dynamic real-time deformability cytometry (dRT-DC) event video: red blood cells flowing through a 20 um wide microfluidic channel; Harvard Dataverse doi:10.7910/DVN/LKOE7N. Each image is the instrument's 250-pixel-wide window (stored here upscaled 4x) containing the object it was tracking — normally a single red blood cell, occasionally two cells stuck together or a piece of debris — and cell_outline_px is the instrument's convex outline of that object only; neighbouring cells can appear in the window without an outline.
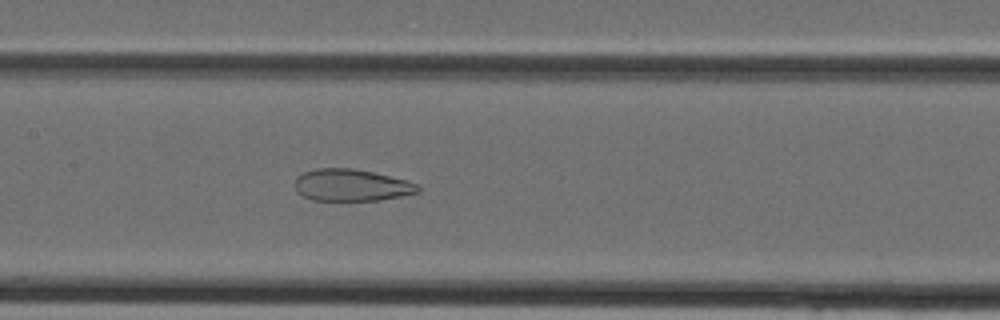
{"species": "Egyptian fruit bat (a non-hibernating species)", "species_latin": "Rousettus aegyptiacus", "temperature_condition": "cold", "stored_images_in_passage": 39, "camera_frame_rate_fps": 3000, "um_per_image_px": 0.085, "animal": {"sex": "female"}, "frame": {"image": 1, "passage_image": 19, "time_ms": 6.0, "image_size_px": [1000, 320], "cell_outline_px": [[420, 192], [380, 200], [312, 200], [296, 192], [296, 176], [304, 172], [316, 168], [352, 168], [372, 172], [404, 180], [416, 184], [420, 188]], "centroid_in_image_um": [29.84, 15.74], "position_along_channel_um": 177.6, "area_um2": 22.66}}
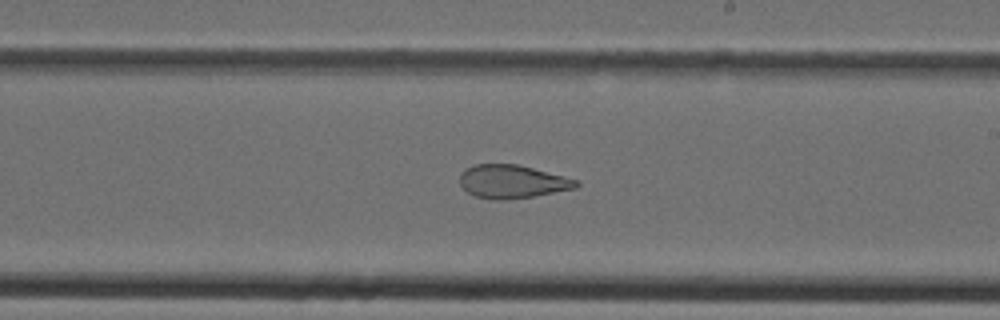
{"frame": {"image": 2, "passage_image": 23, "time_ms": 7.333, "image_size_px": [1000, 320], "cell_outline_px": [[580, 184], [576, 188], [532, 196], [504, 200], [492, 200], [476, 196], [468, 192], [460, 184], [460, 176], [472, 164], [516, 164], [564, 176], [576, 180]], "centroid_in_image_um": [43.53, 15.44], "position_along_channel_um": 245.5, "area_um2": 22.25}}
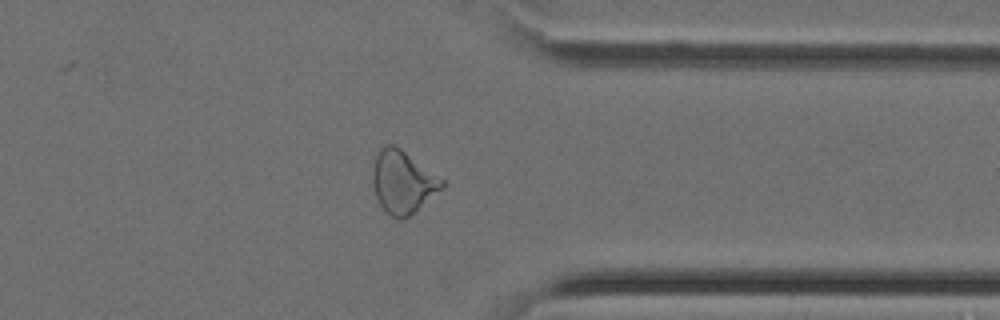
{"frame": {"image": 3, "passage_image": 31, "time_ms": 10.0, "image_size_px": [1000, 320], "cell_outline_px": [[444, 188], [404, 220], [400, 220], [392, 216], [380, 204], [376, 196], [372, 184], [372, 172], [376, 156], [380, 148], [388, 144], [392, 144], [400, 148], [444, 180]], "centroid_in_image_um": [34.23, 15.48], "position_along_channel_um": 377.2, "area_um2": 25.09}}